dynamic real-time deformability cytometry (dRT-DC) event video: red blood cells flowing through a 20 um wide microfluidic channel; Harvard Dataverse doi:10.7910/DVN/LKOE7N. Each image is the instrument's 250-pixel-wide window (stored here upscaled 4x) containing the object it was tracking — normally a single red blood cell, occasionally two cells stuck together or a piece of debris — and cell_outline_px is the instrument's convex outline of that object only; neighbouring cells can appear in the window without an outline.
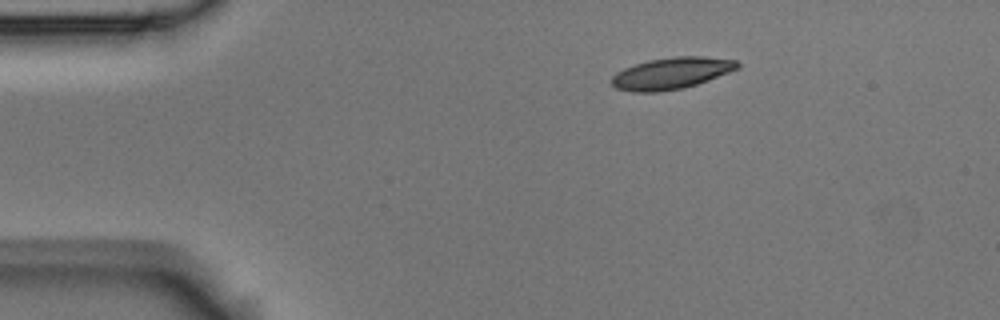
{"species": "Egyptian fruit bat (a non-hibernating species)", "species_latin": "Rousettus aegyptiacus", "temperature_condition": "room temperature", "stored_images_in_passage": 3, "camera_frame_rate_fps": 3000, "um_per_image_px": 0.085, "animal": {"sex": "male"}, "frame": {"image": 1, "passage_image": 1, "time_ms": 0.0, "image_size_px": [1000, 320], "cell_outline_px": [[740, 68], [708, 80], [684, 88], [660, 92], [632, 92], [616, 88], [612, 84], [612, 76], [616, 72], [624, 68], [648, 60], [676, 56], [704, 56], [736, 60], [740, 64]], "centroid_in_image_um": [57.08, 6.23], "position_along_channel_um": 27.9, "area_um2": 23.24}}
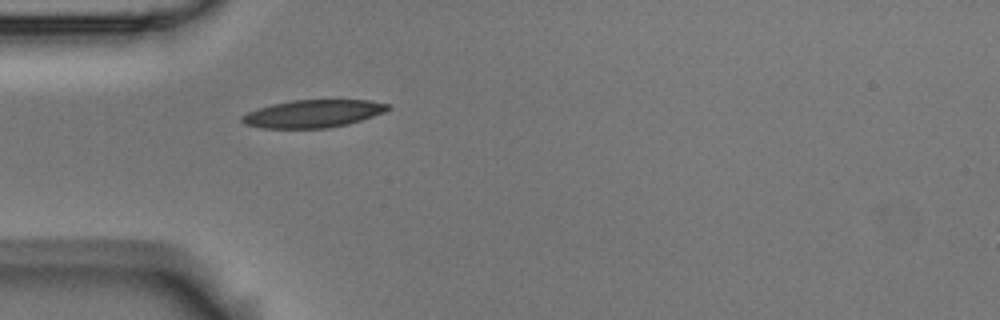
{"frame": {"image": 2, "passage_image": 3, "time_ms": 0.667, "image_size_px": [1000, 320], "cell_outline_px": [[392, 108], [384, 112], [348, 124], [328, 128], [260, 128], [244, 124], [240, 120], [240, 116], [248, 112], [272, 104], [292, 100], [368, 100], [388, 104]], "centroid_in_image_um": [26.59, 9.66], "position_along_channel_um": 58.4, "area_um2": 23.47}}